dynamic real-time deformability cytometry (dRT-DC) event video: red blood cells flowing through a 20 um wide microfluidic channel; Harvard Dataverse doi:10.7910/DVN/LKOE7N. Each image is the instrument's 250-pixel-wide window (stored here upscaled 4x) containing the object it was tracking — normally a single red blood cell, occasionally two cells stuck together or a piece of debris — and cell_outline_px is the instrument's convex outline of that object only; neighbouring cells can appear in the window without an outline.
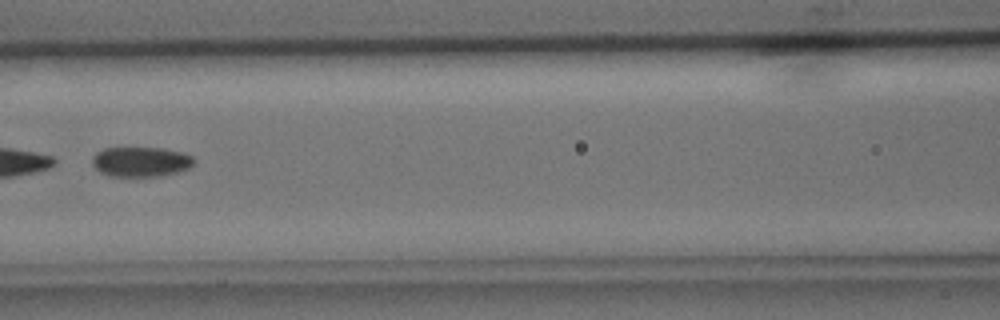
{"species": "common noctule bat (a hibernating species)", "species_latin": "Nyctalus noctula", "temperature_condition": "cold", "stored_images_in_passage": 5, "segment_of_instrument_passage": [2, 2], "camera_frame_rate_fps": 3000, "um_per_image_px": 0.085, "animal": {"sex": "male", "body_mass_g": 15.6}, "frame": {"image": 1, "passage_image": 5, "time_ms": 4.667, "image_size_px": [1000, 320], "cell_outline_px": [[196, 160], [188, 168], [180, 172], [160, 176], [108, 176], [100, 172], [92, 164], [92, 156], [96, 152], [104, 148], [160, 148], [184, 152], [192, 156]], "centroid_in_image_um": [11.97, 13.75], "position_along_channel_um": 154.6, "area_um2": 17.86}}